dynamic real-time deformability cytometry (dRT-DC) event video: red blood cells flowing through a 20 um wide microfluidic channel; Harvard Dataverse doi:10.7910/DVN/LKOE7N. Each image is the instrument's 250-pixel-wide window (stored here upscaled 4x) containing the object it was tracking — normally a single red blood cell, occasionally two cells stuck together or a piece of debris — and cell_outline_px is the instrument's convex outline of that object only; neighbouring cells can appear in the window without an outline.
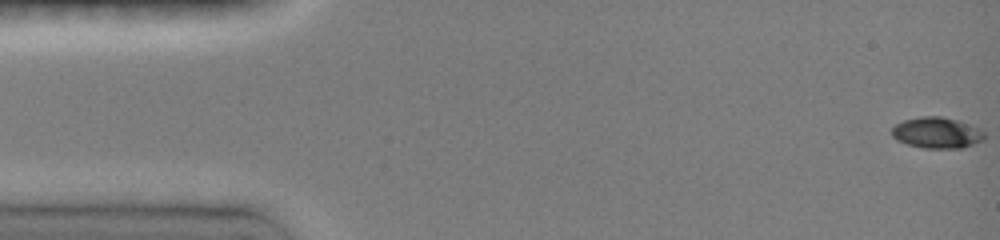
{"species": "common noctule bat (a hibernating species)", "species_latin": "Nyctalus noctula", "temperature_condition": "room temperature", "stored_images_in_passage": 14, "camera_frame_rate_fps": 3000, "um_per_image_px": 0.085, "animal": {"sex": "female", "body_mass_g": 19.0, "forearm_length_mm": 51.5}, "frame": {"image": 1, "passage_image": 1, "time_ms": 0.0, "image_size_px": [1000, 240], "cell_outline_px": [[984, 136], [980, 140], [972, 144], [960, 148], [924, 148], [908, 144], [896, 140], [892, 136], [892, 128], [896, 124], [904, 120], [920, 116], [940, 116], [956, 120], [968, 124], [984, 132]], "centroid_in_image_um": [79.57, 11.28], "position_along_channel_um": 5.4, "area_um2": 16.42}}
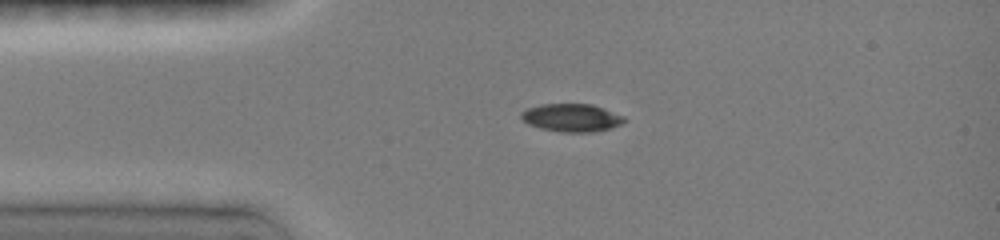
{"frame": {"image": 2, "passage_image": 9, "time_ms": 3.333, "image_size_px": [1000, 240], "cell_outline_px": [[624, 120], [620, 124], [608, 128], [592, 132], [560, 132], [540, 128], [528, 124], [520, 116], [520, 112], [528, 108], [540, 104], [592, 104], [604, 108], [624, 116]], "centroid_in_image_um": [48.55, 10.0], "position_along_channel_um": 36.5, "area_um2": 16.65}}
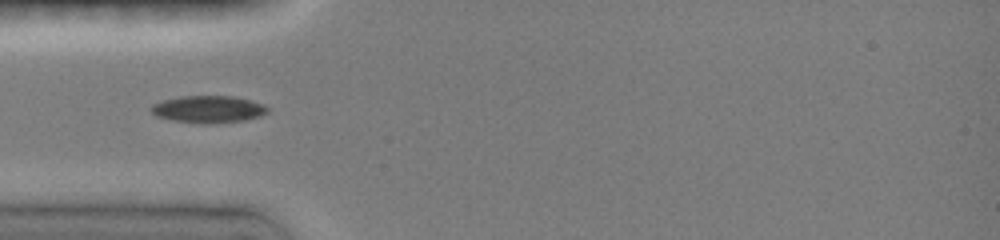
{"frame": {"image": 3, "passage_image": 12, "time_ms": 4.667, "image_size_px": [1000, 240], "cell_outline_px": [[268, 112], [260, 116], [244, 120], [208, 124], [204, 124], [172, 120], [156, 116], [148, 108], [152, 104], [164, 100], [180, 96], [236, 96], [264, 104], [268, 108]], "centroid_in_image_um": [17.7, 9.28], "position_along_channel_um": 67.3, "area_um2": 18.5}}